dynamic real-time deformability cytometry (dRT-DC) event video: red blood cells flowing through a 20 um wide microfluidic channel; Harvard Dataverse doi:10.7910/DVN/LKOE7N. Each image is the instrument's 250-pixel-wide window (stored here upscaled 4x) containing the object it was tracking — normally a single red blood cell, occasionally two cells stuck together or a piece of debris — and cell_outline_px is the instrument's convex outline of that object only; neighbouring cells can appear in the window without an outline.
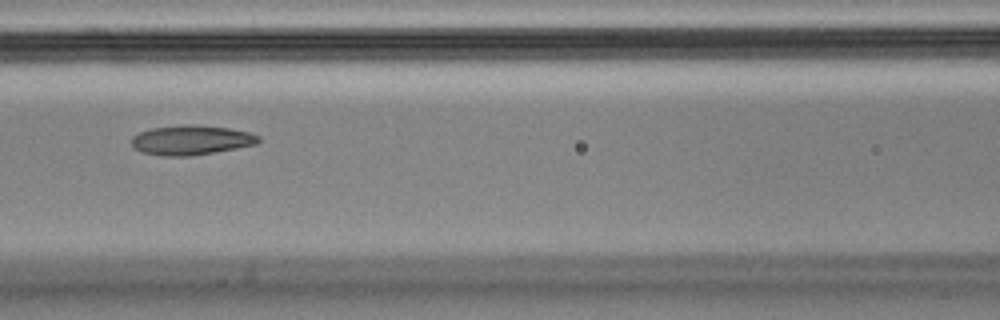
{"species": "Egyptian fruit bat (a non-hibernating species)", "species_latin": "Rousettus aegyptiacus", "temperature_condition": "cold", "stored_images_in_passage": 10, "segment_of_instrument_passage": [1, 2], "camera_frame_rate_fps": 3000, "um_per_image_px": 0.085, "animal": {"sex": "male"}, "frame": {"image": 1, "passage_image": 7, "time_ms": 2.0, "image_size_px": [1000, 320], "cell_outline_px": [[260, 140], [256, 144], [236, 148], [192, 156], [164, 156], [144, 152], [136, 148], [132, 144], [132, 136], [148, 128], [184, 124], [196, 124], [228, 128], [252, 132], [260, 136]], "centroid_in_image_um": [16.27, 11.89], "position_along_channel_um": 150.3, "area_um2": 22.02}}
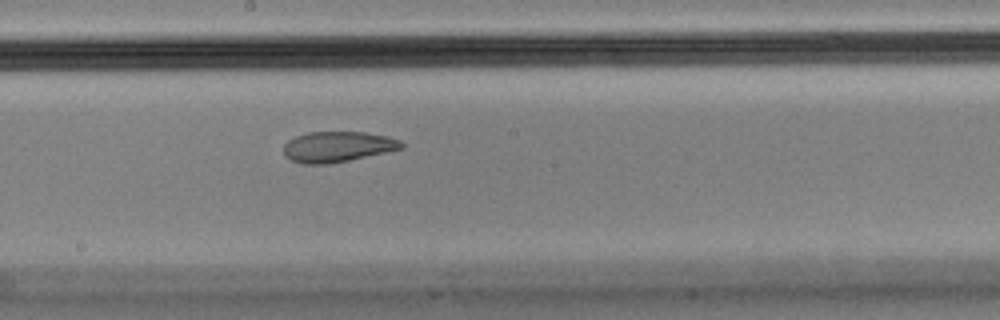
{"frame": {"image": 2, "passage_image": 9, "time_ms": 2.667, "image_size_px": [1000, 320], "cell_outline_px": [[404, 148], [348, 160], [328, 164], [304, 164], [292, 160], [284, 156], [284, 144], [288, 140], [296, 136], [308, 132], [364, 132], [388, 136], [400, 140], [404, 144]], "centroid_in_image_um": [28.69, 12.47], "position_along_channel_um": 219.5, "area_um2": 20.92}}